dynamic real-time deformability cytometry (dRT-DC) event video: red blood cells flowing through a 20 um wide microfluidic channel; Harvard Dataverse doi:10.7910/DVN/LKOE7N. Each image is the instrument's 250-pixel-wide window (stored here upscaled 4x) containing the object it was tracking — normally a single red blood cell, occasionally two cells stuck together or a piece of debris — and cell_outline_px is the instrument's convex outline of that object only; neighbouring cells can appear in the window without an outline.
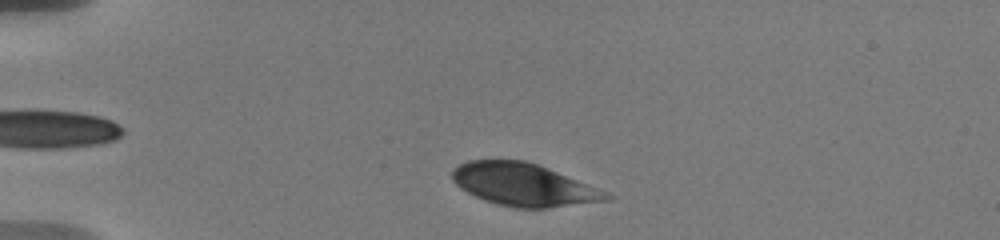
{"species": "human", "species_latin": "Homo sapiens", "temperature_condition": "warm", "stored_images_in_passage": 27, "camera_frame_rate_fps": 3000, "um_per_image_px": 0.085, "donor": {"sex": "male"}, "frame": {"image": 1, "passage_image": 2, "time_ms": 0.667, "image_size_px": [1000, 240], "cell_outline_px": [[616, 196], [612, 200], [548, 208], [516, 208], [484, 200], [460, 188], [452, 180], [452, 168], [468, 160], [524, 160], [536, 164], [608, 192]], "centroid_in_image_um": [44.52, 15.71], "position_along_channel_um": 40.5, "area_um2": 38.03}}
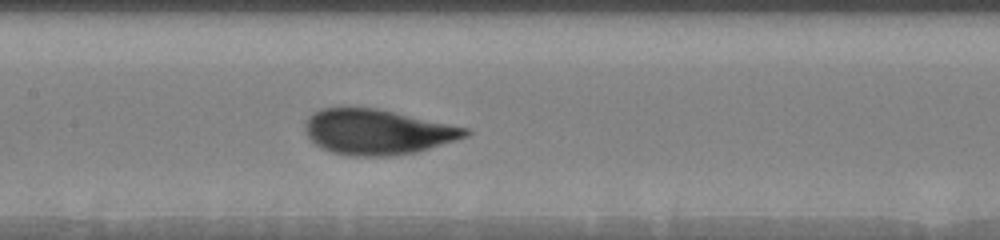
{"frame": {"image": 2, "passage_image": 11, "time_ms": 5.667, "image_size_px": [1000, 240], "cell_outline_px": [[472, 132], [468, 136], [456, 140], [416, 152], [396, 156], [348, 156], [332, 152], [320, 148], [304, 132], [304, 120], [312, 112], [320, 108], [340, 104], [344, 104], [376, 108], [468, 128]], "centroid_in_image_um": [31.98, 11.18], "position_along_channel_um": 175.4, "area_um2": 43.29}}
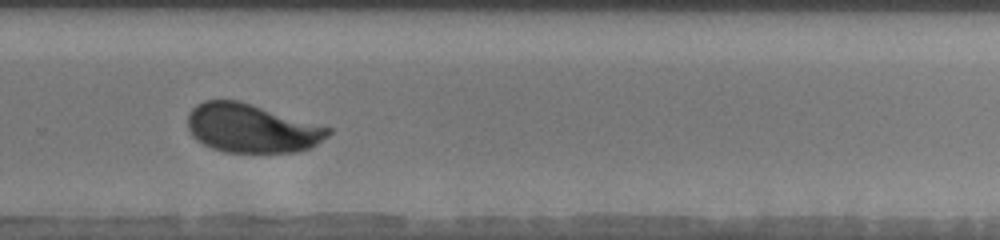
{"frame": {"image": 3, "passage_image": 17, "time_ms": 9.333, "image_size_px": [1000, 240], "cell_outline_px": [[332, 132], [328, 136], [312, 148], [296, 152], [224, 152], [212, 148], [196, 140], [192, 136], [188, 128], [188, 112], [196, 104], [204, 100], [240, 100], [332, 128]], "centroid_in_image_um": [21.39, 10.9], "position_along_channel_um": 308.4, "area_um2": 40.23}, "authors_computed_cell_mechanics": {"area_um2": 40.4022, "velocity_mm_per_s": 3.6497, "shape_relaxation_time_tau1_ms": 3.3239, "shape_relaxation_time_tau2_ms": null, "deformation_change_tau1": 0.122, "deformation_change_tau2": null}}